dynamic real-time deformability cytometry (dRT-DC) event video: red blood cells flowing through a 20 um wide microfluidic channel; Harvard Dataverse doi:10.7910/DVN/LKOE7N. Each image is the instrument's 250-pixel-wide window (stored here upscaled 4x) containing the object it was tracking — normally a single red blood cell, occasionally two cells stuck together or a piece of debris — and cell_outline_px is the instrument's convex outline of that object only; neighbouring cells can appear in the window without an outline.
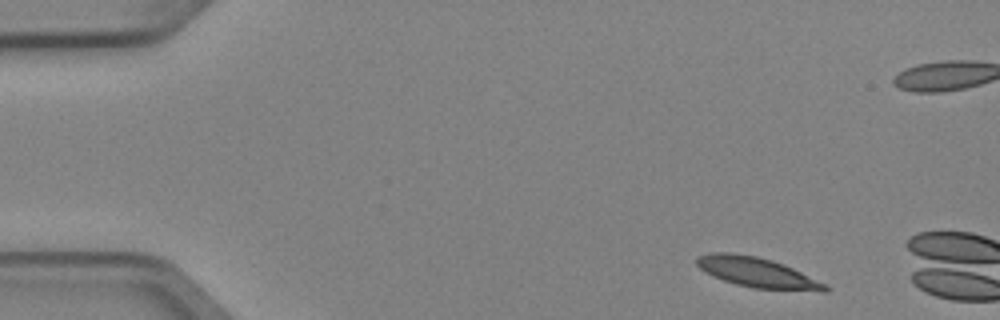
{"species": "Egyptian fruit bat (a non-hibernating species)", "species_latin": "Rousettus aegyptiacus", "temperature_condition": "cold", "stored_images_in_passage": 3, "camera_frame_rate_fps": 3000, "um_per_image_px": 0.085, "animal": {"sex": "female"}, "frame": {"image": 1, "passage_image": 1, "time_ms": 0.0, "image_size_px": [1000, 320], "cell_outline_px": [[832, 288], [828, 292], [820, 292], [752, 288], [736, 284], [724, 280], [700, 268], [696, 264], [696, 256], [712, 252], [732, 252], [756, 256], [772, 260], [784, 264], [828, 284]], "centroid_in_image_um": [64.46, 23.17], "position_along_channel_um": 20.5, "area_um2": 22.72}}